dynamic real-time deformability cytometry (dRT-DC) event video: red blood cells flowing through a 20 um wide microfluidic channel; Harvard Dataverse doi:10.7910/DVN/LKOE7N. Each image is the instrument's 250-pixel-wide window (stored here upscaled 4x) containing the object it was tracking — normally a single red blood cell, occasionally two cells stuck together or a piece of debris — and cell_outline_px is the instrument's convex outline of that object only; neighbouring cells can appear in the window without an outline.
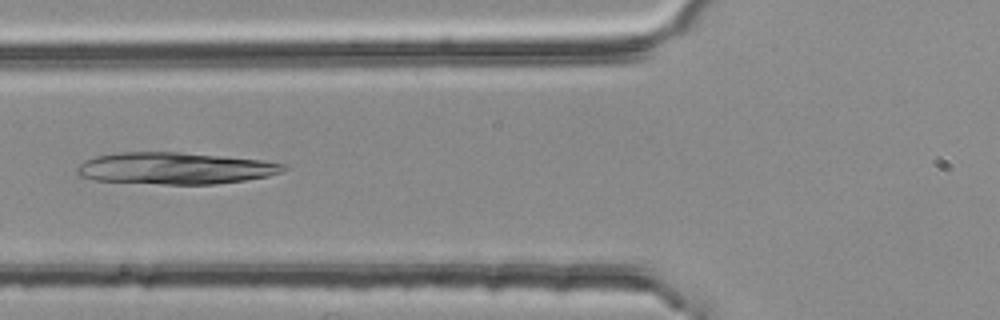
{"species": "common noctule bat (a hibernating species)", "species_latin": "Nyctalus noctula", "temperature_condition": "room temperature", "stored_images_in_passage": 37, "camera_frame_rate_fps": 3000, "um_per_image_px": 0.085, "animal": {"sex": "female", "body_mass_g": 25.1}, "frame": {"image": 1, "passage_image": 4, "time_ms": 1.0, "image_size_px": [1000, 320], "cell_outline_px": [[288, 168], [280, 172], [268, 176], [244, 180], [216, 184], [164, 184], [96, 180], [80, 176], [76, 172], [76, 168], [84, 160], [96, 156], [116, 152], [180, 152], [264, 160], [288, 164]], "centroid_in_image_um": [14.9, 14.29], "position_along_channel_um": 110.9, "area_um2": 38.26}}
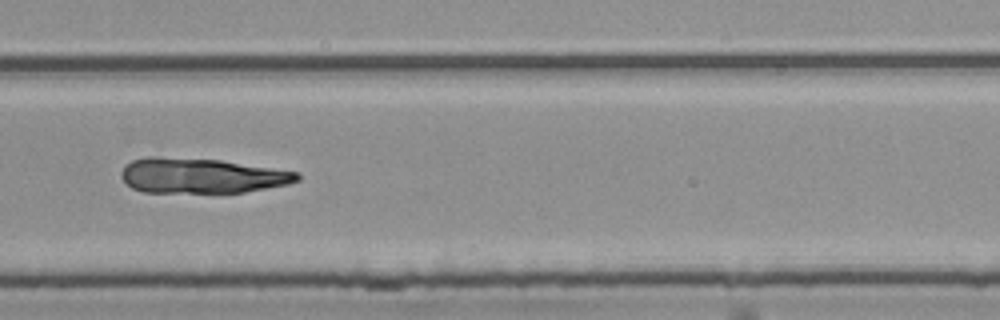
{"frame": {"image": 2, "passage_image": 20, "time_ms": 6.333, "image_size_px": [1000, 320], "cell_outline_px": [[300, 180], [288, 184], [244, 192], [144, 192], [132, 188], [120, 176], [120, 172], [132, 160], [148, 156], [156, 156], [220, 160], [300, 172]], "centroid_in_image_um": [17.14, 14.93], "position_along_channel_um": 312.7, "area_um2": 35.84}}
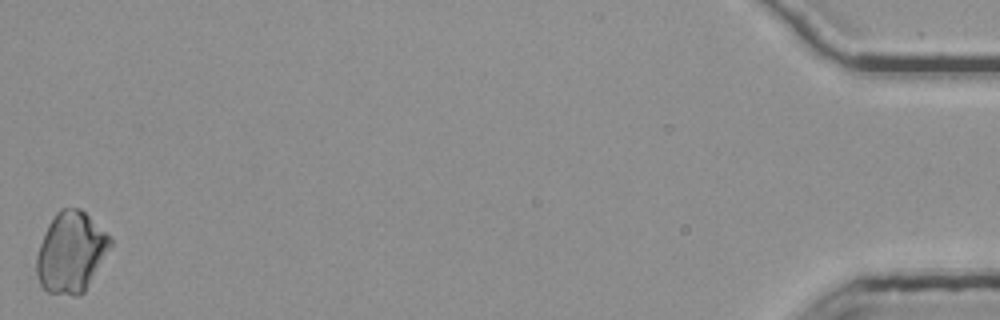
{"frame": {"image": 3, "passage_image": 37, "time_ms": 12.0, "image_size_px": [1000, 320], "cell_outline_px": [[112, 244], [84, 292], [80, 296], [72, 296], [48, 292], [40, 284], [36, 276], [36, 256], [44, 232], [48, 224], [56, 212], [60, 208], [80, 208], [112, 240]], "centroid_in_image_um": [5.99, 21.46], "position_along_channel_um": 429.2, "area_um2": 34.33}}